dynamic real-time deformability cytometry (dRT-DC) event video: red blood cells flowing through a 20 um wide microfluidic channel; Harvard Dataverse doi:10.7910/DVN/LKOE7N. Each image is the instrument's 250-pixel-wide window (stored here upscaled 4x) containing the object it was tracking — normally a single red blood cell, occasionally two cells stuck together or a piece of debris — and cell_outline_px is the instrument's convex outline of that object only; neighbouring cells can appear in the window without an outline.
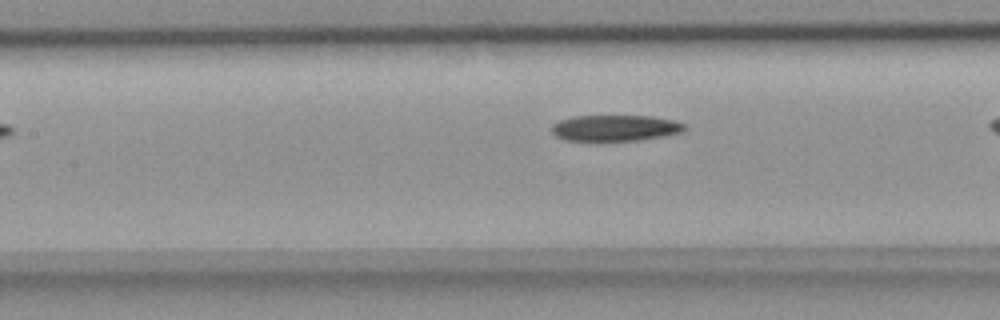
{"species": "common noctule bat (a hibernating species)", "species_latin": "Nyctalus noctula", "temperature_condition": "room temperature", "stored_images_in_passage": 25, "camera_frame_rate_fps": 3000, "um_per_image_px": 0.085, "animal": {"sex": "female", "body_mass_g": 18.4}, "frame": {"image": 1, "passage_image": 8, "time_ms": 2.333, "image_size_px": [1000, 320], "cell_outline_px": [[688, 128], [684, 132], [664, 136], [640, 140], [568, 140], [556, 136], [552, 132], [552, 124], [560, 120], [572, 116], [652, 116], [676, 120], [684, 124]], "centroid_in_image_um": [52.35, 10.87], "position_along_channel_um": 155.0, "area_um2": 20.23}}
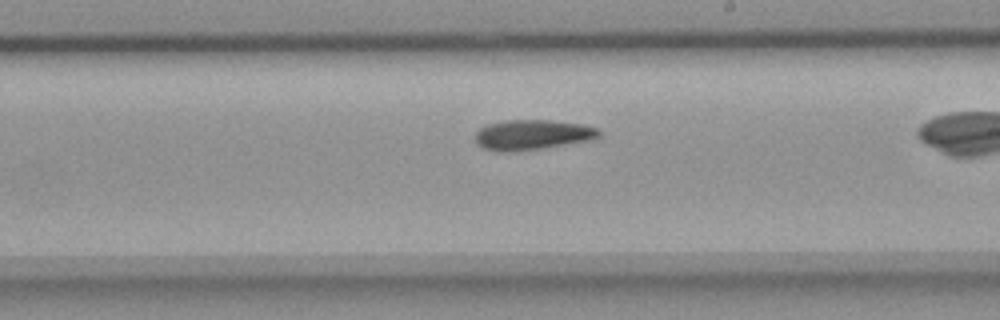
{"frame": {"image": 2, "passage_image": 15, "time_ms": 4.667, "image_size_px": [1000, 320], "cell_outline_px": [[600, 136], [592, 140], [516, 152], [496, 152], [484, 148], [476, 144], [476, 132], [480, 128], [488, 124], [504, 120], [548, 120], [584, 124], [596, 128], [600, 132]], "centroid_in_image_um": [45.23, 11.46], "position_along_channel_um": 243.8, "area_um2": 21.85}}
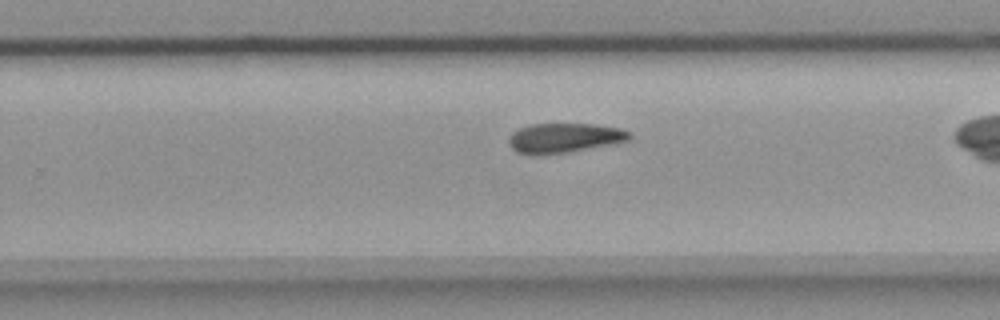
{"frame": {"image": 3, "passage_image": 18, "time_ms": 5.667, "image_size_px": [1000, 320], "cell_outline_px": [[632, 136], [628, 140], [568, 152], [516, 152], [508, 144], [508, 136], [512, 132], [528, 124], [596, 124], [620, 128], [632, 132]], "centroid_in_image_um": [47.98, 11.67], "position_along_channel_um": 281.8, "area_um2": 20.23}}